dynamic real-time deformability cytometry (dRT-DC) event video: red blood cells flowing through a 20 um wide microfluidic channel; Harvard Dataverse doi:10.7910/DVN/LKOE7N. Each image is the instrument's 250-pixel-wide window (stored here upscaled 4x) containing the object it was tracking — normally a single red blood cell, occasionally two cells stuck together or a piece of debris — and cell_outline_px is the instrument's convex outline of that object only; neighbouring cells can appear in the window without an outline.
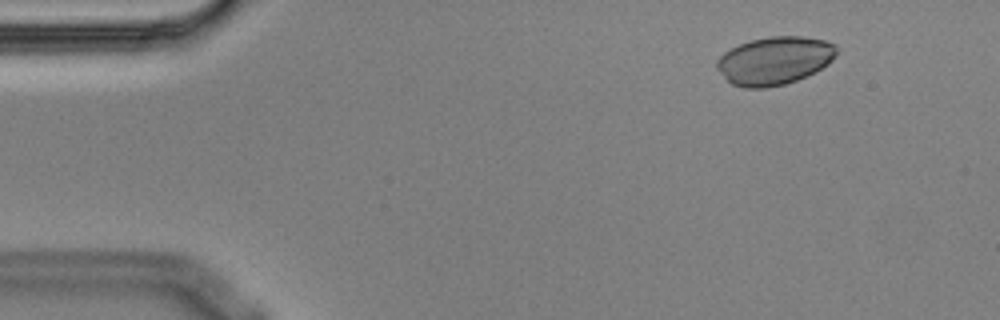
{"species": "Egyptian fruit bat (a non-hibernating species)", "species_latin": "Rousettus aegyptiacus", "temperature_condition": "cold", "stored_images_in_passage": 6, "camera_frame_rate_fps": 3000, "um_per_image_px": 0.085, "animal": {"sex": "male"}, "frame": {"image": 1, "passage_image": 2, "time_ms": 0.333, "image_size_px": [1000, 320], "cell_outline_px": [[836, 56], [828, 64], [796, 80], [784, 84], [764, 88], [744, 88], [732, 84], [716, 68], [716, 60], [724, 52], [740, 44], [752, 40], [768, 36], [804, 36], [824, 40], [836, 44]], "centroid_in_image_um": [65.82, 5.14], "position_along_channel_um": 19.2, "area_um2": 33.29}}